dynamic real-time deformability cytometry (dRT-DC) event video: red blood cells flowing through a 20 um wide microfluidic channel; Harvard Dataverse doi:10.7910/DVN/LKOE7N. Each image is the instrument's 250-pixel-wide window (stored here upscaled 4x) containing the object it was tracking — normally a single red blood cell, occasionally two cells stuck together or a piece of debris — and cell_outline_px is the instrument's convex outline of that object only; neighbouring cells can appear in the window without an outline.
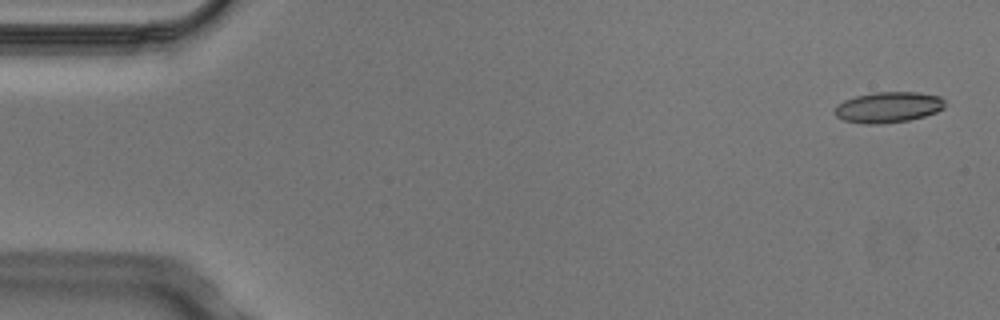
{"species": "Egyptian fruit bat (a non-hibernating species)", "species_latin": "Rousettus aegyptiacus", "temperature_condition": "cold", "stored_images_in_passage": 4, "camera_frame_rate_fps": 3000, "um_per_image_px": 0.085, "animal": {"sex": "male"}, "frame": {"image": 1, "passage_image": 1, "time_ms": 0.0, "image_size_px": [1000, 320], "cell_outline_px": [[944, 108], [936, 112], [924, 116], [908, 120], [880, 124], [864, 124], [844, 120], [836, 116], [832, 112], [836, 104], [844, 100], [856, 96], [876, 92], [916, 92], [940, 96], [944, 100]], "centroid_in_image_um": [75.46, 9.11], "position_along_channel_um": 9.5, "area_um2": 19.83}}
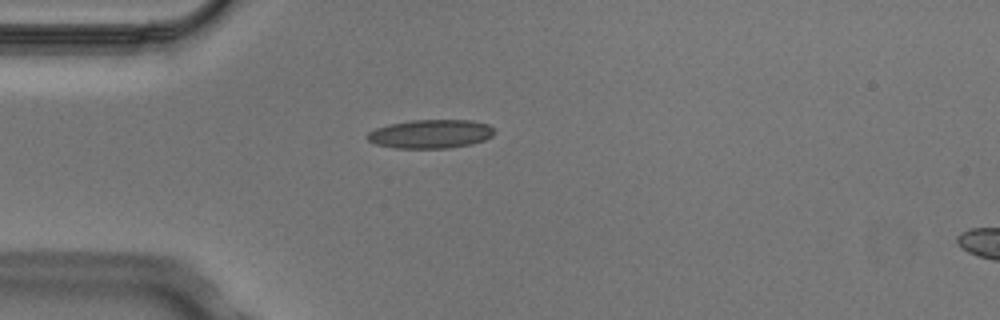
{"frame": {"image": 2, "passage_image": 4, "time_ms": 1.0, "image_size_px": [1000, 320], "cell_outline_px": [[496, 132], [492, 136], [484, 140], [472, 144], [448, 148], [392, 148], [376, 144], [368, 140], [364, 136], [368, 132], [376, 128], [388, 124], [412, 120], [472, 120], [488, 124]], "centroid_in_image_um": [36.59, 11.38], "position_along_channel_um": 48.4, "area_um2": 21.44}}